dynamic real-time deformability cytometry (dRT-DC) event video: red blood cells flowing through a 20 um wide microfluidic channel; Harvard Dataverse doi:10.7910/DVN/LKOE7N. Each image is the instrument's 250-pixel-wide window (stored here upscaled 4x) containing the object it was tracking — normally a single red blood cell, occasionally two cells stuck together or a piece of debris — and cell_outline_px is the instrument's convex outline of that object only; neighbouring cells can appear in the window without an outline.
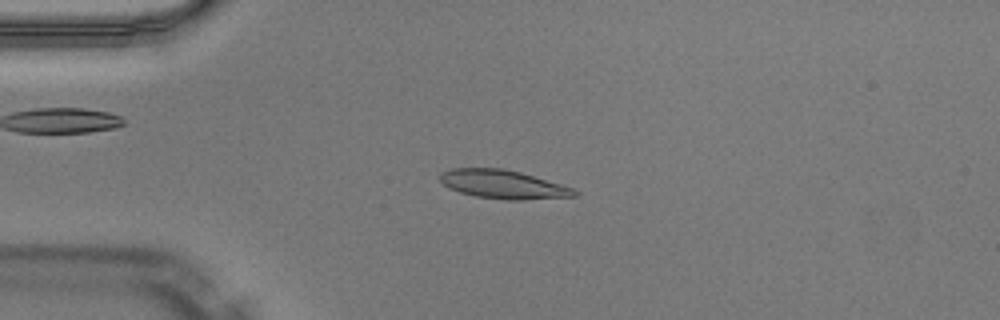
{"species": "Egyptian fruit bat (a non-hibernating species)", "species_latin": "Rousettus aegyptiacus", "temperature_condition": "warm", "stored_images_in_passage": 45, "camera_frame_rate_fps": 3000, "um_per_image_px": 0.085, "animal": {"sex": "male"}, "frame": {"image": 1, "passage_image": 8, "time_ms": 2.333, "image_size_px": [1000, 320], "cell_outline_px": [[580, 196], [524, 200], [504, 200], [476, 196], [460, 192], [448, 188], [440, 180], [440, 172], [452, 168], [500, 168], [520, 172], [560, 184], [572, 188], [580, 192]], "centroid_in_image_um": [42.78, 15.68], "position_along_channel_um": 42.2, "area_um2": 22.48}}
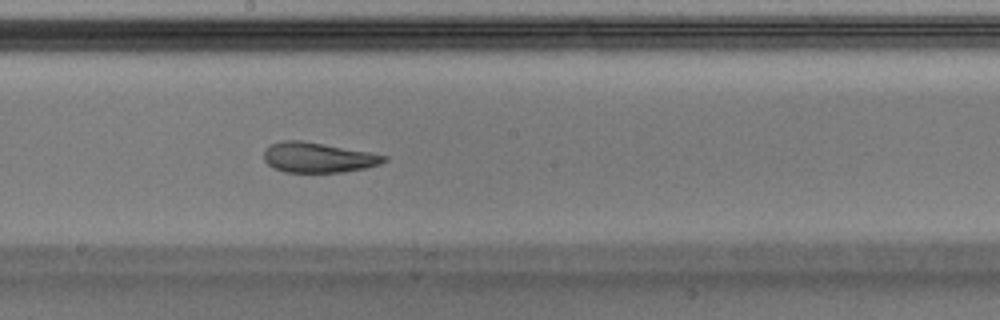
{"frame": {"image": 2, "passage_image": 23, "time_ms": 7.333, "image_size_px": [1000, 320], "cell_outline_px": [[388, 160], [380, 164], [364, 168], [344, 172], [284, 172], [272, 168], [264, 160], [264, 152], [272, 144], [284, 140], [300, 140], [324, 144], [368, 152], [388, 156]], "centroid_in_image_um": [27.03, 13.4], "position_along_channel_um": 221.2, "area_um2": 20.92}}
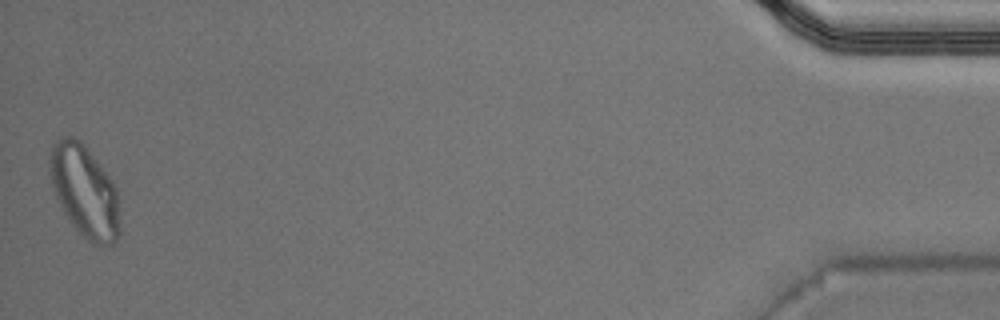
{"frame": {"image": 3, "passage_image": 45, "time_ms": 14.667, "image_size_px": [1000, 320], "cell_outline_px": [[120, 232], [116, 240], [112, 244], [92, 244], [68, 220], [56, 196], [52, 184], [48, 160], [52, 144], [60, 136], [72, 136], [80, 140], [112, 180], [116, 188], [120, 228]], "centroid_in_image_um": [7.17, 16.23], "position_along_channel_um": 428.0, "area_um2": 37.22}, "authors_computed_cell_mechanics": {"area_um2": 21.8484, "velocity_mm_per_s": 4.049, "shape_relaxation_time_tau1_ms": 4.8769, "shape_relaxation_time_tau2_ms": 1.4628, "deformation_change_tau1": 0.1961, "deformation_change_tau2": 0.0887}}